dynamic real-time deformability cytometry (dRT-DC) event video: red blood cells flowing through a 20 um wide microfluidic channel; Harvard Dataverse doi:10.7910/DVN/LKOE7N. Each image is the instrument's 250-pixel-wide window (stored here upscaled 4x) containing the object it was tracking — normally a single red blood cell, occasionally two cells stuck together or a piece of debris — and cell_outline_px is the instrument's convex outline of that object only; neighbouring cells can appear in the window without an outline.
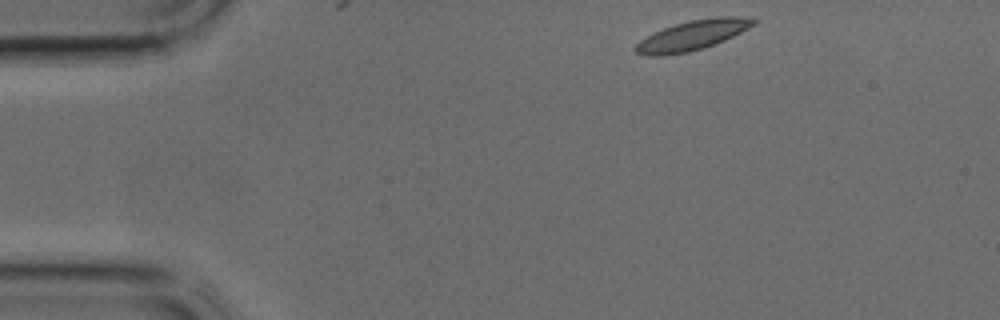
{"species": "common noctule bat (a hibernating species)", "species_latin": "Nyctalus noctula", "temperature_condition": "cold", "stored_images_in_passage": 2, "camera_frame_rate_fps": 3000, "um_per_image_px": 0.085, "animal": {"sex": "male", "body_mass_g": 17.9, "forearm_length_mm": 54.2}, "frame": {"image": 1, "passage_image": 1, "time_ms": 0.0, "image_size_px": [1000, 320], "cell_outline_px": [[756, 24], [716, 44], [704, 48], [688, 52], [664, 56], [648, 56], [636, 52], [636, 44], [640, 40], [664, 28], [676, 24], [692, 20], [716, 16], [736, 16], [756, 20]], "centroid_in_image_um": [58.86, 3.01], "position_along_channel_um": 26.1, "area_um2": 20.17}}